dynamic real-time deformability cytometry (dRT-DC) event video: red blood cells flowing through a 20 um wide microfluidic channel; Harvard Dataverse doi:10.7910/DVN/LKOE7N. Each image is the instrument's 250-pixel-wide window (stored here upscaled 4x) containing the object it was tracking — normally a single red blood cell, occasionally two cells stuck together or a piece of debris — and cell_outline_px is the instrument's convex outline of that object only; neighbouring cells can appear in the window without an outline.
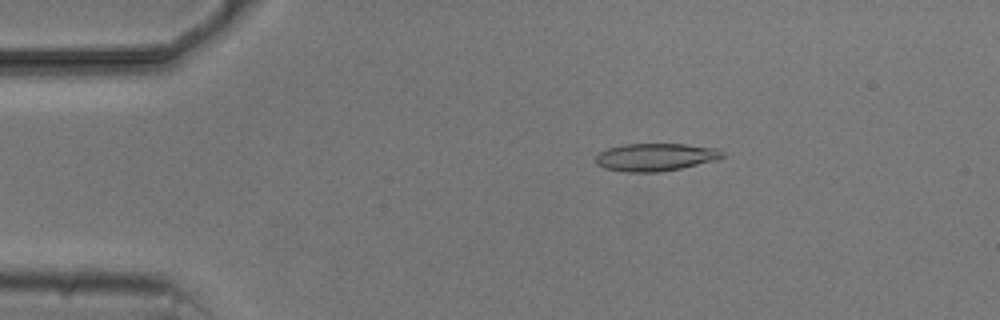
{"species": "common noctule bat (a hibernating species)", "species_latin": "Nyctalus noctula", "temperature_condition": "cold", "stored_images_in_passage": 8, "camera_frame_rate_fps": 3000, "um_per_image_px": 0.085, "animal": {"sex": "male", "body_mass_g": 20.5, "forearm_length_mm": 52.5}, "frame": {"image": 1, "passage_image": 3, "time_ms": 2.333, "image_size_px": [1000, 320], "cell_outline_px": [[724, 156], [716, 160], [680, 168], [660, 172], [628, 172], [604, 168], [596, 164], [596, 156], [600, 152], [608, 148], [624, 144], [684, 144], [720, 148], [724, 152]], "centroid_in_image_um": [55.74, 13.35], "position_along_channel_um": 29.3, "area_um2": 20.46}}
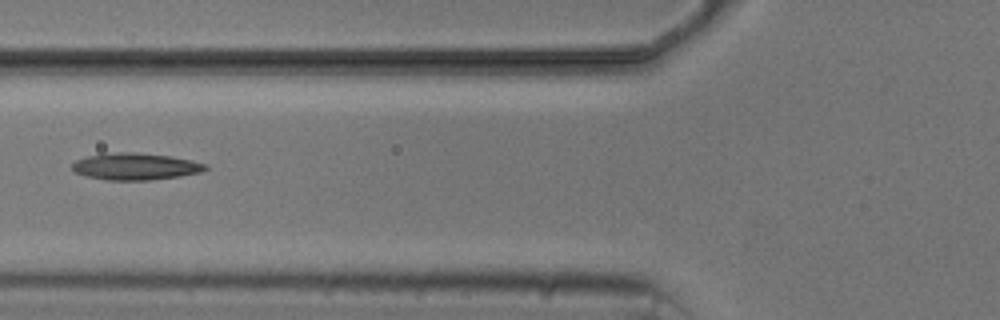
{"frame": {"image": 2, "passage_image": 6, "time_ms": 6.0, "image_size_px": [1000, 320], "cell_outline_px": [[208, 168], [200, 172], [180, 176], [148, 180], [108, 180], [88, 176], [76, 172], [72, 168], [72, 164], [76, 160], [88, 156], [116, 152], [132, 152], [172, 156], [192, 160], [208, 164]], "centroid_in_image_um": [11.56, 14.14], "position_along_channel_um": 114.2, "area_um2": 20.69}}
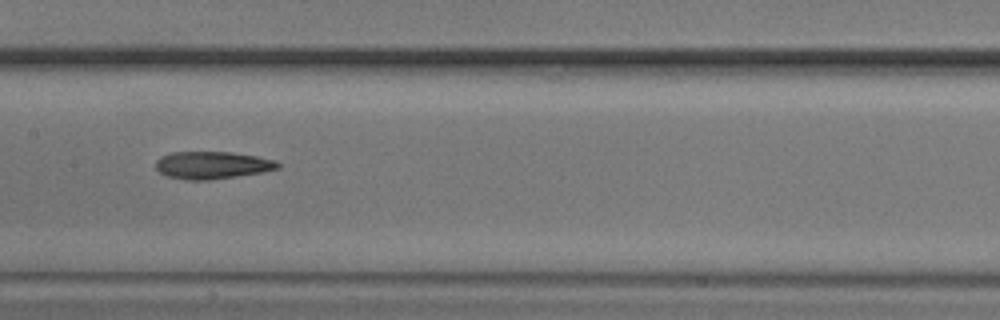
{"frame": {"image": 3, "passage_image": 8, "time_ms": 8.0, "image_size_px": [1000, 320], "cell_outline_px": [[280, 168], [264, 172], [208, 180], [188, 180], [168, 176], [160, 172], [156, 168], [156, 160], [160, 156], [172, 152], [232, 152], [256, 156], [276, 160], [280, 164]], "centroid_in_image_um": [18.06, 14.03], "position_along_channel_um": 189.3, "area_um2": 19.54}}